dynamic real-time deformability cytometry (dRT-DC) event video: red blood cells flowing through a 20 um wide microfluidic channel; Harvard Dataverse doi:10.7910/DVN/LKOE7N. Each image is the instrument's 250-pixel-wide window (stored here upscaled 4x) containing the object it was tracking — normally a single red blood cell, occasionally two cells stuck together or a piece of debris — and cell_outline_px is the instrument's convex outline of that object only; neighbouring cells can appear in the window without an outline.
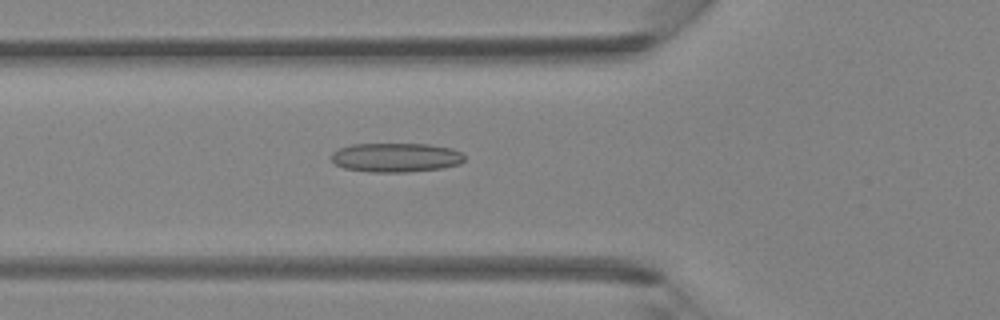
{"species": "Egyptian fruit bat (a non-hibernating species)", "species_latin": "Rousettus aegyptiacus", "temperature_condition": "room temperature", "stored_images_in_passage": 44, "camera_frame_rate_fps": 3000, "um_per_image_px": 0.085, "animal": {"sex": "female"}, "frame": {"image": 1, "passage_image": 16, "time_ms": 5.0, "image_size_px": [1000, 320], "cell_outline_px": [[464, 160], [460, 164], [444, 168], [408, 172], [368, 172], [344, 168], [336, 164], [332, 160], [332, 152], [340, 148], [352, 144], [428, 144], [452, 148], [460, 152], [464, 156]], "centroid_in_image_um": [33.67, 13.39], "position_along_channel_um": 92.1, "area_um2": 22.72}}
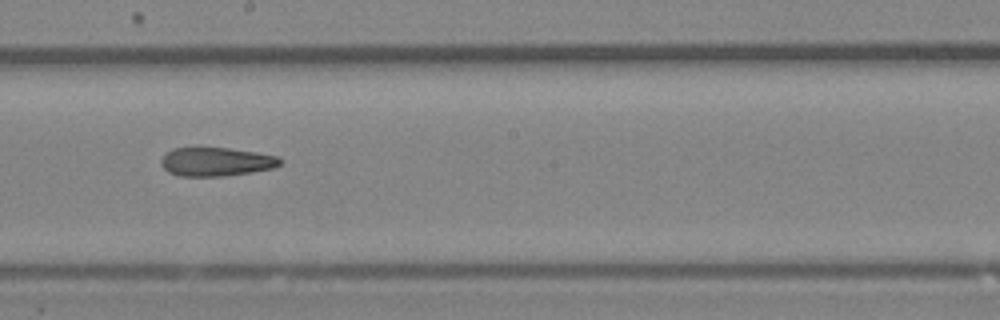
{"frame": {"image": 2, "passage_image": 25, "time_ms": 8.0, "image_size_px": [1000, 320], "cell_outline_px": [[284, 160], [276, 168], [224, 176], [180, 176], [168, 172], [160, 164], [160, 160], [172, 148], [228, 148], [256, 152], [276, 156]], "centroid_in_image_um": [18.39, 13.75], "position_along_channel_um": 229.8, "area_um2": 19.88}}
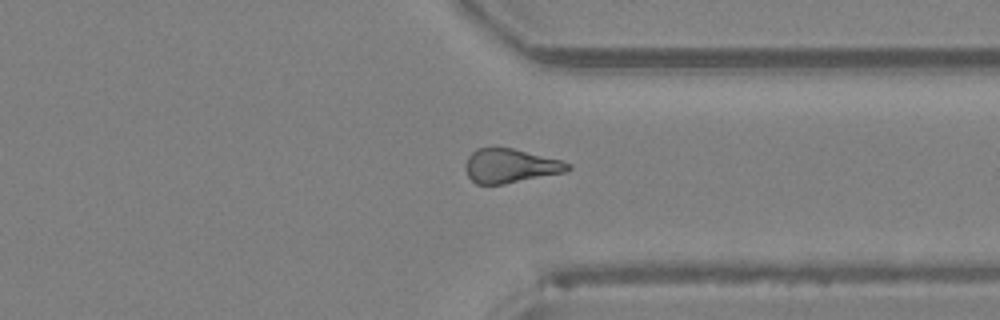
{"frame": {"image": 3, "passage_image": 34, "time_ms": 11.0, "image_size_px": [1000, 320], "cell_outline_px": [[572, 168], [568, 172], [504, 184], [476, 184], [468, 176], [464, 168], [464, 164], [468, 156], [476, 148], [512, 148], [560, 160], [572, 164]], "centroid_in_image_um": [43.39, 14.11], "position_along_channel_um": 368.0, "area_um2": 20.46}}